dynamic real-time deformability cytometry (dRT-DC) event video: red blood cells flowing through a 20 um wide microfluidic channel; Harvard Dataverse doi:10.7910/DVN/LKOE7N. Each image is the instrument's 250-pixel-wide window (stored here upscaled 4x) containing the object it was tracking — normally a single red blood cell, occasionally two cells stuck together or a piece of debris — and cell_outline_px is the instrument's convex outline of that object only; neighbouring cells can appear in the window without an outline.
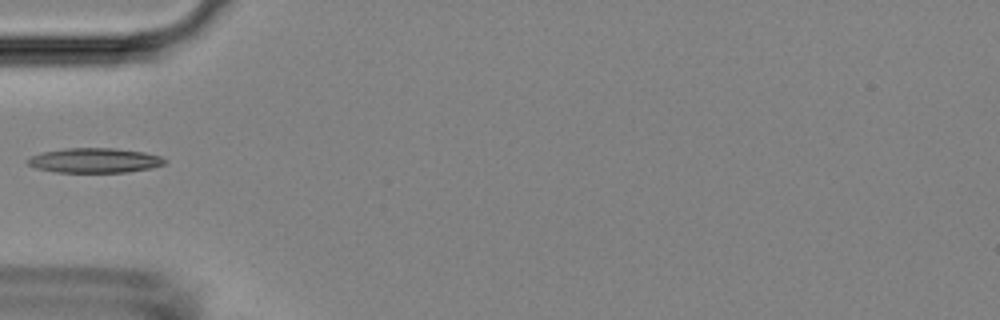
{"species": "Egyptian fruit bat (a non-hibernating species)", "species_latin": "Rousettus aegyptiacus", "temperature_condition": "room temperature", "stored_images_in_passage": 7, "camera_frame_rate_fps": 3000, "um_per_image_px": 0.085, "animal": {"sex": "female"}, "frame": {"image": 1, "passage_image": 5, "time_ms": 1.333, "image_size_px": [1000, 320], "cell_outline_px": [[168, 160], [164, 164], [152, 168], [128, 172], [56, 172], [36, 168], [28, 164], [24, 160], [40, 152], [64, 148], [116, 148], [144, 152], [160, 156]], "centroid_in_image_um": [8.04, 13.63], "position_along_channel_um": 77.0, "area_um2": 19.94}}